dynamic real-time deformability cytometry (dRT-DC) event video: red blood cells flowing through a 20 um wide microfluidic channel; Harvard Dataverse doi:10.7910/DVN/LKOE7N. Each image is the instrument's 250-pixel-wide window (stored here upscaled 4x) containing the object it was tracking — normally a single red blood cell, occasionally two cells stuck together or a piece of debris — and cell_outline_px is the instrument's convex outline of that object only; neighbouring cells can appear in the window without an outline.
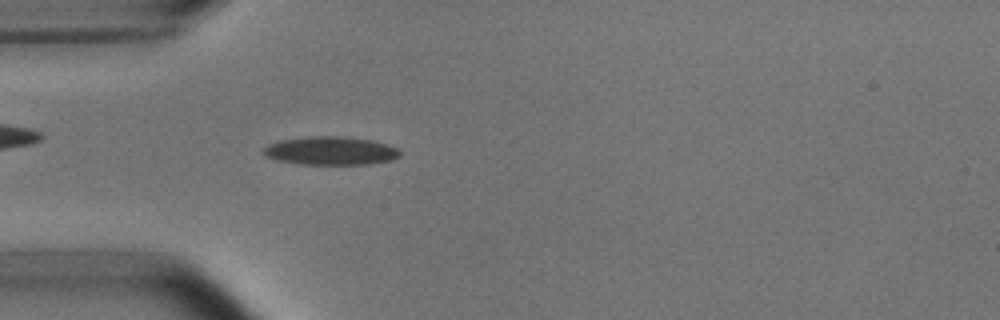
{"species": "common noctule bat (a hibernating species)", "species_latin": "Nyctalus noctula", "temperature_condition": "room temperature", "stored_images_in_passage": 51, "camera_frame_rate_fps": 3000, "um_per_image_px": 0.085, "animal": {"sex": "male", "body_mass_g": 15.6}, "frame": {"image": 1, "passage_image": 14, "time_ms": 4.333, "image_size_px": [1000, 320], "cell_outline_px": [[400, 156], [392, 160], [368, 164], [300, 164], [276, 160], [264, 156], [260, 152], [268, 144], [280, 140], [308, 136], [340, 136], [372, 140], [388, 144], [396, 148], [400, 152]], "centroid_in_image_um": [28.07, 12.81], "position_along_channel_um": 56.9, "area_um2": 22.72}}
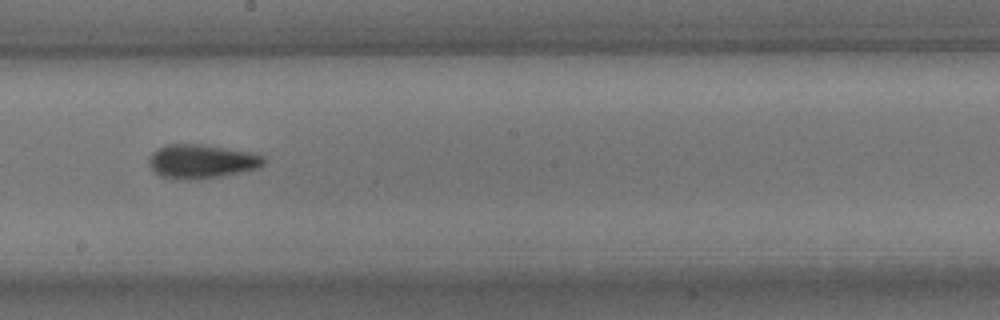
{"frame": {"image": 2, "passage_image": 28, "time_ms": 9.0, "image_size_px": [1000, 320], "cell_outline_px": [[268, 160], [260, 168], [200, 180], [180, 180], [160, 176], [152, 172], [148, 164], [148, 160], [152, 152], [156, 148], [168, 144], [204, 144], [248, 152], [264, 156]], "centroid_in_image_um": [17.1, 13.73], "position_along_channel_um": 231.1, "area_um2": 23.18}}
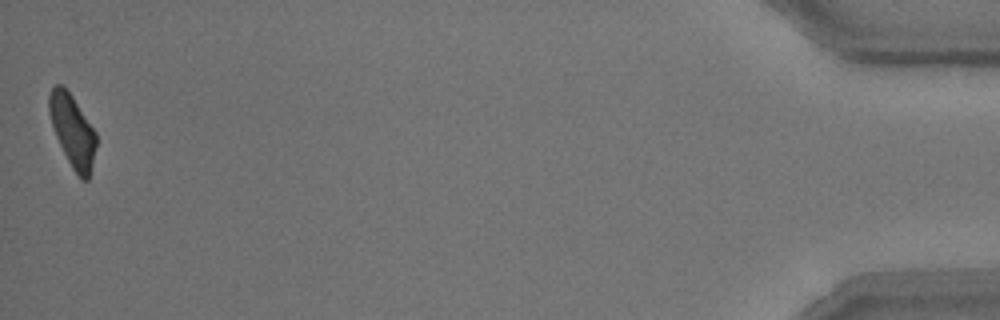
{"frame": {"image": 3, "passage_image": 51, "time_ms": 16.667, "image_size_px": [1000, 320], "cell_outline_px": [[96, 144], [92, 164], [88, 180], [80, 180], [72, 168], [56, 136], [48, 112], [48, 96], [52, 88], [56, 84], [60, 84], [72, 96], [96, 132]], "centroid_in_image_um": [6.15, 11.13], "position_along_channel_um": 429.0, "area_um2": 19.48}, "authors_computed_cell_mechanics": {"area_um2": 21.097, "velocity_mm_per_s": 3.7897, "shape_relaxation_time_tau1_ms": 3.616, "shape_relaxation_time_tau2_ms": 2.3944, "deformation_change_tau1": 0.1571, "deformation_change_tau2": 0.0969}}